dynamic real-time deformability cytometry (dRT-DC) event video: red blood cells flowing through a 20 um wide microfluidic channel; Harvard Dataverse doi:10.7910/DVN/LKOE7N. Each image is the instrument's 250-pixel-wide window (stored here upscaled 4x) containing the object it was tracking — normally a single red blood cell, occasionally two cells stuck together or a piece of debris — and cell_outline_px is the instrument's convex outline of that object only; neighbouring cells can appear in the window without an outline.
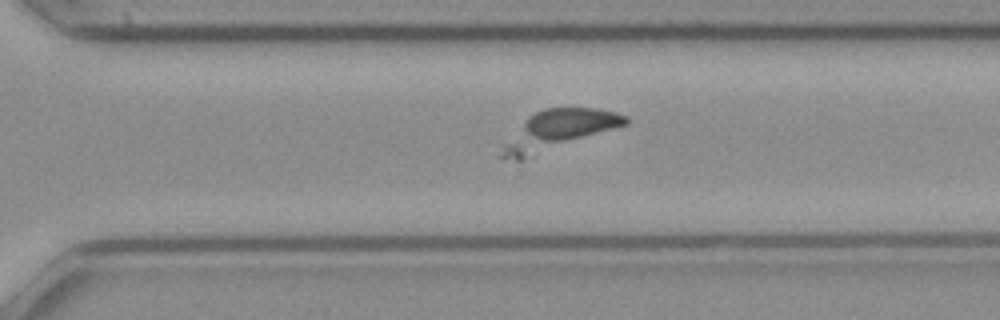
{"species": "common noctule bat (a hibernating species)", "species_latin": "Nyctalus noctula", "temperature_condition": "cold", "stored_images_in_passage": 54, "segment_of_instrument_passage": [1, 2], "camera_frame_rate_fps": 3000, "um_per_image_px": 0.085, "animal": {"sex": "female", "body_mass_g": 21.9}, "frame": {"image": 1, "passage_image": 38, "time_ms": 12.333, "image_size_px": [1000, 320], "cell_outline_px": [[628, 124], [520, 160], [516, 160], [500, 156], [504, 148], [528, 116], [544, 108], [596, 108], [628, 116]], "centroid_in_image_um": [47.55, 11.03], "position_along_channel_um": 323.1, "area_um2": 26.99}}